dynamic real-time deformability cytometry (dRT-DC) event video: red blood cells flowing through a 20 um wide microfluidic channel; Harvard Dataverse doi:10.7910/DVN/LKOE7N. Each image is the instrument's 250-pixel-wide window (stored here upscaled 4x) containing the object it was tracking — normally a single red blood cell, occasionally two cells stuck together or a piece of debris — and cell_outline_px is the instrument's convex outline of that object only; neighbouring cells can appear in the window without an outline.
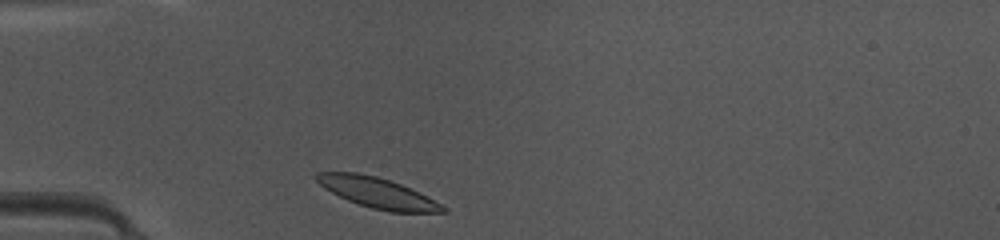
{"species": "common noctule bat (a hibernating species)", "species_latin": "Nyctalus noctula", "temperature_condition": "warm", "stored_images_in_passage": 35, "camera_frame_rate_fps": 3000, "um_per_image_px": 0.085, "animal": {"sex": "female", "body_mass_g": 10.0, "forearm_length_mm": 53.1}, "frame": {"image": 1, "passage_image": 1, "time_ms": 0.0, "image_size_px": [1000, 240], "cell_outline_px": [[448, 212], [392, 212], [372, 208], [348, 200], [324, 188], [312, 176], [316, 172], [356, 172], [376, 176], [400, 184], [420, 192], [448, 208]], "centroid_in_image_um": [32.08, 16.38], "position_along_channel_um": 52.9, "area_um2": 22.2}}
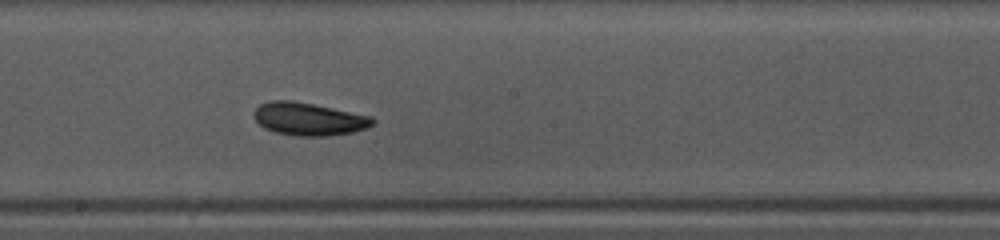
{"frame": {"image": 2, "passage_image": 14, "time_ms": 4.333, "image_size_px": [1000, 240], "cell_outline_px": [[376, 120], [368, 128], [352, 132], [328, 136], [296, 136], [276, 132], [264, 128], [256, 120], [252, 112], [260, 104], [272, 100], [292, 100], [372, 116]], "centroid_in_image_um": [26.24, 10.12], "position_along_channel_um": 222.0, "area_um2": 22.66}}
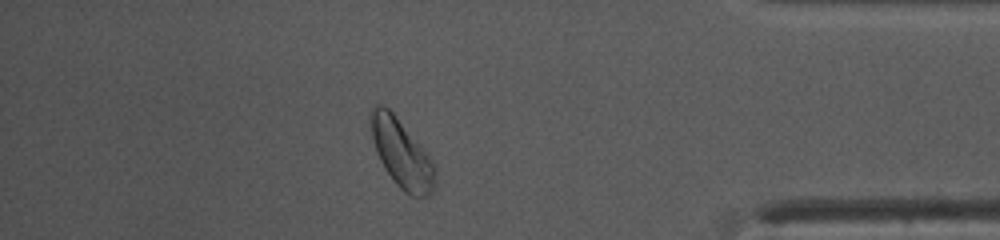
{"frame": {"image": 3, "passage_image": 29, "time_ms": 9.333, "image_size_px": [1000, 240], "cell_outline_px": [[436, 180], [432, 192], [428, 196], [412, 196], [404, 192], [396, 184], [380, 160], [376, 152], [372, 136], [368, 116], [368, 112], [376, 104], [380, 104], [388, 108], [396, 116], [428, 156], [436, 168]], "centroid_in_image_um": [34.11, 13.04], "position_along_channel_um": 401.1, "area_um2": 25.26}, "authors_computed_cell_mechanics": {"area_um2": 22.6576, "velocity_mm_per_s": 4.1711, "shape_relaxation_time_tau1_ms": 2.7825, "shape_relaxation_time_tau2_ms": 3.9744, "deformation_change_tau1": 0.0973, "deformation_change_tau2": 0.0891}}